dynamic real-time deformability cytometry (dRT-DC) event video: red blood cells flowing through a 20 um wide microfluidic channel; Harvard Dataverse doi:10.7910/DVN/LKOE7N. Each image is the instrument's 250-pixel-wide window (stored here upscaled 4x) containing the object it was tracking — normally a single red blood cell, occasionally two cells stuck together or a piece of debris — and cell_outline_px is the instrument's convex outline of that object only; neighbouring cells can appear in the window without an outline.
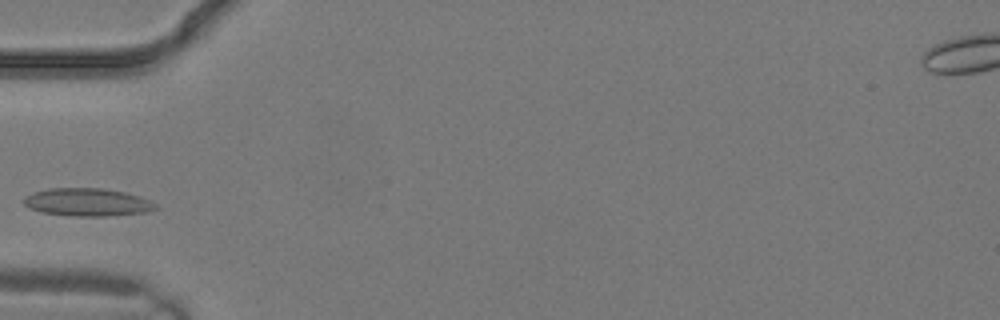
{"species": "common noctule bat (a hibernating species)", "species_latin": "Nyctalus noctula", "temperature_condition": "warm", "stored_images_in_passage": 1, "camera_frame_rate_fps": 3000, "um_per_image_px": 0.085, "animal": {"sex": "male", "body_mass_g": 19.2, "forearm_length_mm": 51.8}, "frame": {"image": 1, "passage_image": 1, "time_ms": 0.0, "image_size_px": [1000, 320], "cell_outline_px": [[160, 208], [148, 212], [104, 216], [68, 216], [40, 212], [28, 208], [24, 204], [24, 200], [32, 192], [48, 188], [100, 188], [124, 192], [140, 196], [156, 204]], "centroid_in_image_um": [7.43, 17.19], "position_along_channel_um": 77.6, "area_um2": 21.5}}